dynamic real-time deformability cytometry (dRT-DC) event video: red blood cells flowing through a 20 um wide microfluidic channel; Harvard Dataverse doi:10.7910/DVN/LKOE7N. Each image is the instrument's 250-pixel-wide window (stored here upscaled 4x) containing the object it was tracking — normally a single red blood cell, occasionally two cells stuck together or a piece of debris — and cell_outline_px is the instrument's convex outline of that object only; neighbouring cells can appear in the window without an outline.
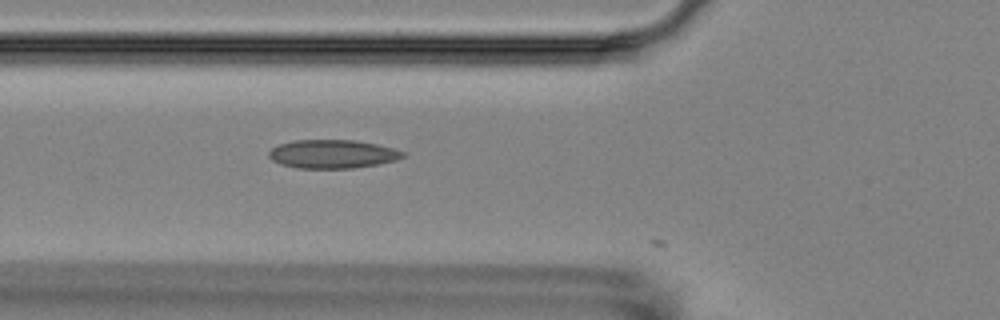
{"species": "Egyptian fruit bat (a non-hibernating species)", "species_latin": "Rousettus aegyptiacus", "temperature_condition": "room temperature", "stored_images_in_passage": 6, "camera_frame_rate_fps": 3000, "um_per_image_px": 0.085, "animal": {"sex": "female"}, "frame": {"image": 1, "passage_image": 6, "time_ms": 5.667, "image_size_px": [1000, 320], "cell_outline_px": [[408, 152], [404, 156], [396, 160], [376, 164], [352, 168], [296, 168], [280, 164], [272, 160], [268, 156], [268, 152], [276, 144], [292, 140], [356, 140], [376, 144]], "centroid_in_image_um": [28.23, 13.08], "position_along_channel_um": 97.6, "area_um2": 22.43}}